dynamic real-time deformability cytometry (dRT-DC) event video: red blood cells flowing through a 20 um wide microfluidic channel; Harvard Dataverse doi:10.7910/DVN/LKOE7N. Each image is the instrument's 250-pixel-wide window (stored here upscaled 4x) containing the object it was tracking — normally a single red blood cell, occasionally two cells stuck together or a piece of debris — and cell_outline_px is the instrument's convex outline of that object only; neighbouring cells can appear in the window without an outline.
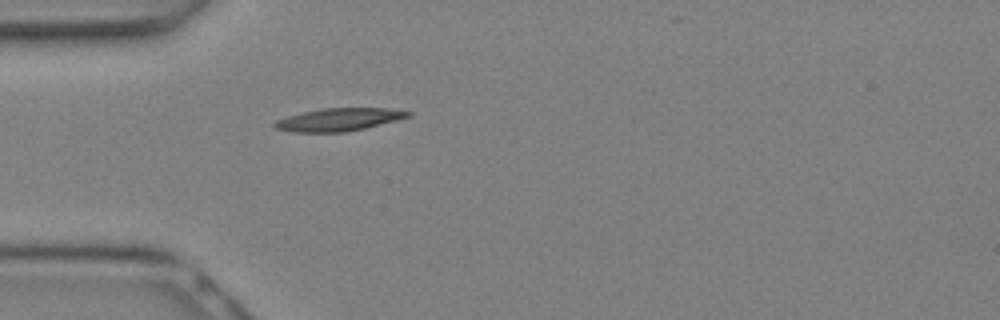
{"species": "Egyptian fruit bat (a non-hibernating species)", "species_latin": "Rousettus aegyptiacus", "temperature_condition": "warm", "stored_images_in_passage": 3, "camera_frame_rate_fps": 3000, "um_per_image_px": 0.085, "animal": {"sex": "female"}, "frame": {"image": 1, "passage_image": 1, "time_ms": 0.0, "image_size_px": [1000, 320], "cell_outline_px": [[412, 116], [364, 128], [344, 132], [296, 132], [276, 128], [272, 124], [276, 120], [288, 116], [304, 112], [324, 108], [388, 108], [412, 112]], "centroid_in_image_um": [28.82, 10.16], "position_along_channel_um": 56.2, "area_um2": 17.46}}